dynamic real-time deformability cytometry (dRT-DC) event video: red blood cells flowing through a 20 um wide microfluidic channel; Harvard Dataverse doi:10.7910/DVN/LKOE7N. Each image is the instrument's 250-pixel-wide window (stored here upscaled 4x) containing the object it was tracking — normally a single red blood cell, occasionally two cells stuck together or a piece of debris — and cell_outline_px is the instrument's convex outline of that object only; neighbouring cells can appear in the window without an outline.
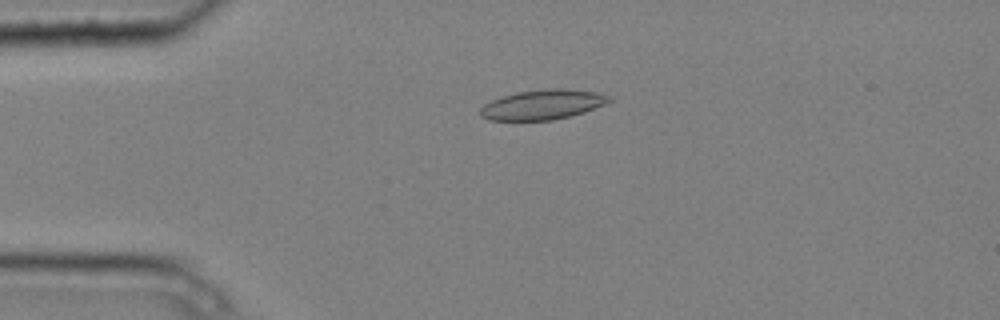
{"species": "common noctule bat (a hibernating species)", "species_latin": "Nyctalus noctula", "temperature_condition": "cold", "stored_images_in_passage": 2, "camera_frame_rate_fps": 3000, "um_per_image_px": 0.085, "animal": {"sex": "male", "body_mass_g": 20.4}, "frame": {"image": 1, "passage_image": 1, "time_ms": 0.0, "image_size_px": [1000, 320], "cell_outline_px": [[612, 100], [604, 104], [584, 112], [572, 116], [552, 120], [488, 120], [480, 116], [480, 108], [484, 104], [500, 96], [516, 92], [544, 88], [564, 88], [596, 92], [608, 96]], "centroid_in_image_um": [46.08, 8.88], "position_along_channel_um": 38.9, "area_um2": 22.54}}